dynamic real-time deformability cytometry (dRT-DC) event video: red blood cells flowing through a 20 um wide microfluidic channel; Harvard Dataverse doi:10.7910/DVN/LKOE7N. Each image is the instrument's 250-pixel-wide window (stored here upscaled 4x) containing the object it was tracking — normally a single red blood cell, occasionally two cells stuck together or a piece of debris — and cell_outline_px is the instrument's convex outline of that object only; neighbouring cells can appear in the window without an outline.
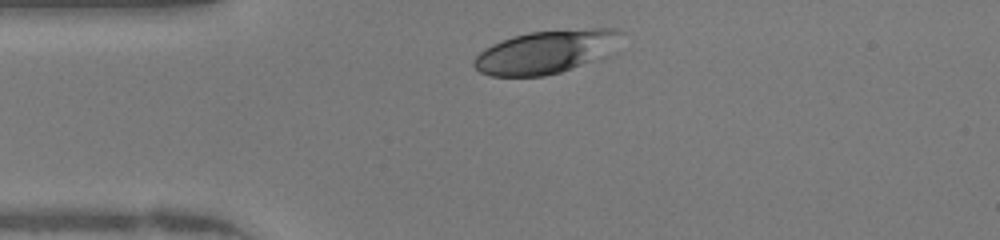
{"species": "human", "species_latin": "Homo sapiens", "temperature_condition": "warm", "stored_images_in_passage": 32, "camera_frame_rate_fps": 3000, "um_per_image_px": 0.085, "donor": {"sex": "female"}, "frame": {"image": 1, "passage_image": 3, "time_ms": 0.667, "image_size_px": [1000, 240], "cell_outline_px": [[620, 32], [588, 60], [580, 64], [560, 72], [544, 76], [492, 76], [480, 72], [472, 64], [472, 60], [484, 48], [500, 40], [512, 36], [528, 32], [592, 28], [612, 28]], "centroid_in_image_um": [46.07, 4.42], "position_along_channel_um": 38.9, "area_um2": 34.85}}
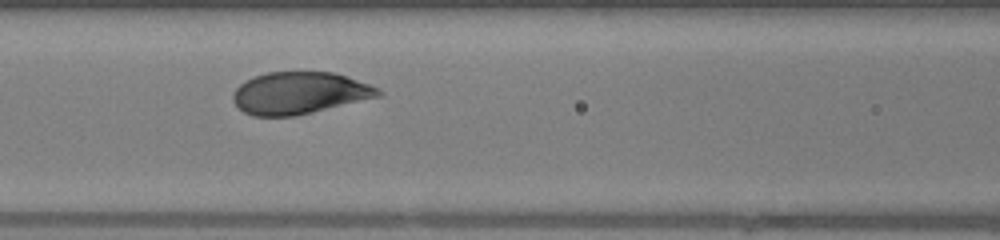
{"frame": {"image": 2, "passage_image": 12, "time_ms": 3.667, "image_size_px": [1000, 240], "cell_outline_px": [[384, 92], [380, 96], [292, 116], [252, 116], [244, 112], [232, 100], [232, 96], [236, 88], [240, 84], [256, 76], [268, 72], [336, 72], [368, 84]], "centroid_in_image_um": [25.43, 7.9], "position_along_channel_um": 141.2, "area_um2": 35.03}}
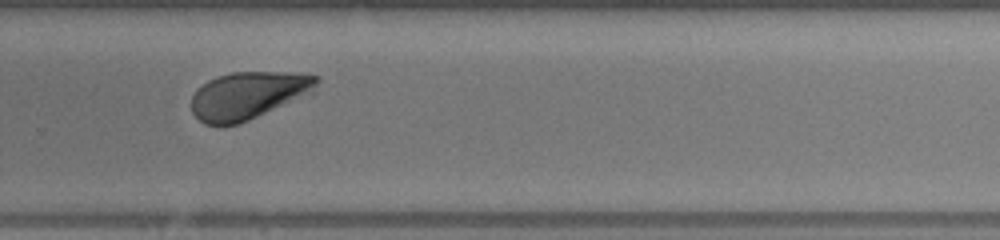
{"frame": {"image": 3, "passage_image": 24, "time_ms": 7.667, "image_size_px": [1000, 240], "cell_outline_px": [[320, 80], [312, 92], [248, 120], [236, 124], [220, 128], [204, 124], [192, 112], [192, 96], [196, 88], [208, 80], [216, 76], [232, 72], [308, 72], [320, 76]], "centroid_in_image_um": [21.08, 8.09], "position_along_channel_um": 308.7, "area_um2": 34.97}, "authors_computed_cell_mechanics": {"area_um2": 35.9516, "velocity_mm_per_s": 4.2067, "shape_relaxation_time_tau1_ms": 2.5767, "shape_relaxation_time_tau2_ms": null, "deformation_change_tau1": 0.1475, "deformation_change_tau2": null}}